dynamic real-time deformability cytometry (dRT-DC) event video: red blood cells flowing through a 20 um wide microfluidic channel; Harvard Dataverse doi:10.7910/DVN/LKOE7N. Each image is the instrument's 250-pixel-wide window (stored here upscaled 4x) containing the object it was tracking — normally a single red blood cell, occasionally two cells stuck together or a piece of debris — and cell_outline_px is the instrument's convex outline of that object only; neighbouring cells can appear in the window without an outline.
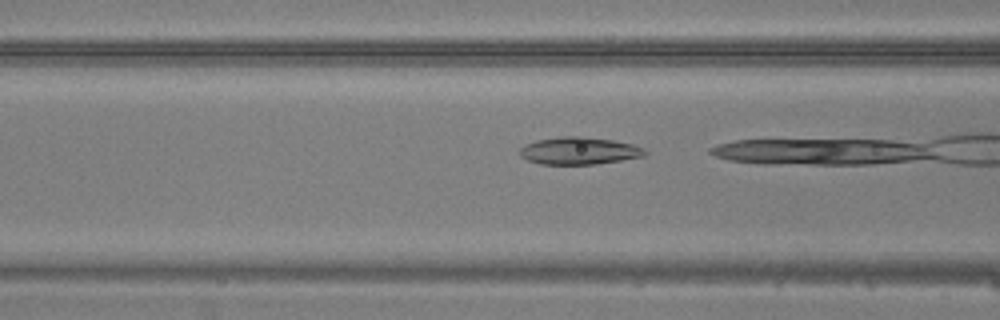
{"species": "common noctule bat (a hibernating species)", "species_latin": "Nyctalus noctula", "temperature_condition": "warm", "stored_images_in_passage": 25, "camera_frame_rate_fps": 3000, "um_per_image_px": 0.085, "animal": {"sex": "male", "body_mass_g": 20.5, "forearm_length_mm": 52.5}, "frame": {"image": 1, "passage_image": 17, "time_ms": 5.333, "image_size_px": [1000, 320], "cell_outline_px": [[648, 152], [644, 156], [596, 164], [540, 164], [528, 160], [520, 156], [520, 148], [524, 144], [536, 140], [560, 136], [584, 136], [612, 140], [632, 144], [644, 148]], "centroid_in_image_um": [49.2, 12.81], "position_along_channel_um": 117.4, "area_um2": 20.0}}